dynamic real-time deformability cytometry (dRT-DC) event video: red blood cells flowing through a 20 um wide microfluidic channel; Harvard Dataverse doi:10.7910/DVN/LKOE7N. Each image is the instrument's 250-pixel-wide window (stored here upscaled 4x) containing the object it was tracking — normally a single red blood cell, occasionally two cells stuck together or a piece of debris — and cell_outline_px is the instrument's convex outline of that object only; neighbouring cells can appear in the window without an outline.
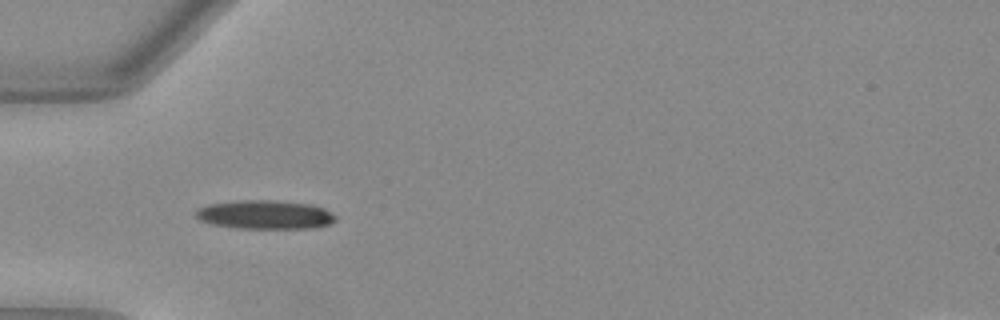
{"species": "Egyptian fruit bat (a non-hibernating species)", "species_latin": "Rousettus aegyptiacus", "temperature_condition": "warm", "stored_images_in_passage": 36, "camera_frame_rate_fps": 3000, "um_per_image_px": 0.085, "animal": {"sex": "female"}, "frame": {"image": 1, "passage_image": 1, "time_ms": 0.0, "image_size_px": [1000, 320], "cell_outline_px": [[336, 220], [332, 224], [312, 228], [236, 228], [212, 224], [200, 220], [196, 216], [196, 212], [200, 208], [208, 204], [244, 200], [264, 200], [308, 204], [324, 208], [336, 216]], "centroid_in_image_um": [22.55, 18.26], "position_along_channel_um": 62.5, "area_um2": 23.18}}
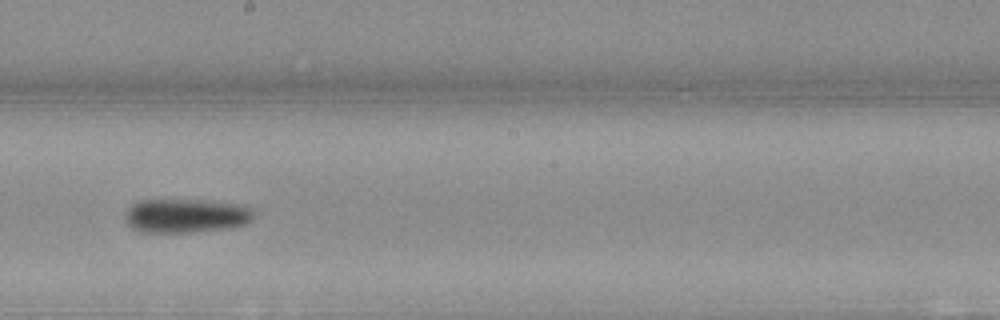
{"frame": {"image": 2, "passage_image": 14, "time_ms": 4.333, "image_size_px": [1000, 320], "cell_outline_px": [[252, 220], [244, 224], [232, 228], [204, 232], [140, 232], [132, 228], [124, 220], [124, 216], [128, 208], [132, 204], [144, 200], [200, 200], [236, 204], [252, 208]], "centroid_in_image_um": [15.79, 18.36], "position_along_channel_um": 232.4, "area_um2": 25.61}}
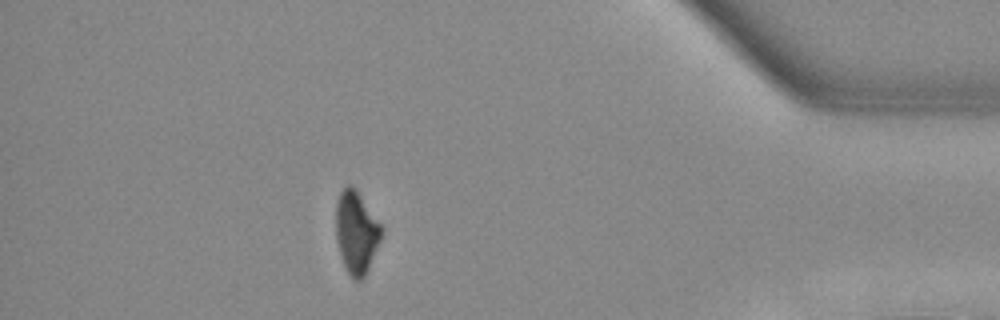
{"frame": {"image": 3, "passage_image": 30, "time_ms": 9.667, "image_size_px": [1000, 320], "cell_outline_px": [[384, 232], [368, 268], [364, 276], [360, 280], [352, 280], [344, 264], [340, 252], [336, 236], [336, 204], [340, 192], [348, 184], [352, 184], [356, 188], [384, 228]], "centroid_in_image_um": [30.3, 19.7], "position_along_channel_um": 404.9, "area_um2": 21.85}}